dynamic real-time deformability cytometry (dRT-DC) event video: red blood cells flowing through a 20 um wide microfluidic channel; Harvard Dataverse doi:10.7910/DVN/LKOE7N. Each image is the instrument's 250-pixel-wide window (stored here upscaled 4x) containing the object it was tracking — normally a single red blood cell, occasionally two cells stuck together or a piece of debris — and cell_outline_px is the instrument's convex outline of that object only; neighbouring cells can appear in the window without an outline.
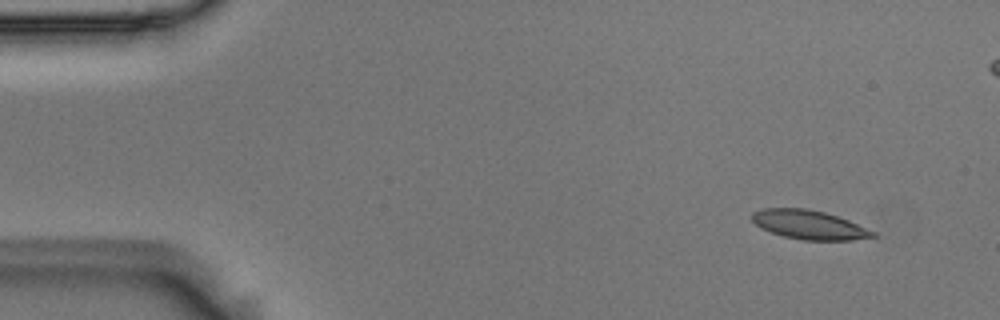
{"species": "Egyptian fruit bat (a non-hibernating species)", "species_latin": "Rousettus aegyptiacus", "temperature_condition": "room temperature", "stored_images_in_passage": 5, "camera_frame_rate_fps": 3000, "um_per_image_px": 0.085, "animal": {"sex": "male"}, "frame": {"image": 1, "passage_image": 1, "time_ms": 0.0, "image_size_px": [1000, 320], "cell_outline_px": [[876, 236], [852, 240], [804, 240], [784, 236], [760, 228], [752, 220], [752, 212], [760, 208], [808, 208], [824, 212], [848, 220], [876, 232]], "centroid_in_image_um": [68.75, 19.09], "position_along_channel_um": 16.2, "area_um2": 20.35}}
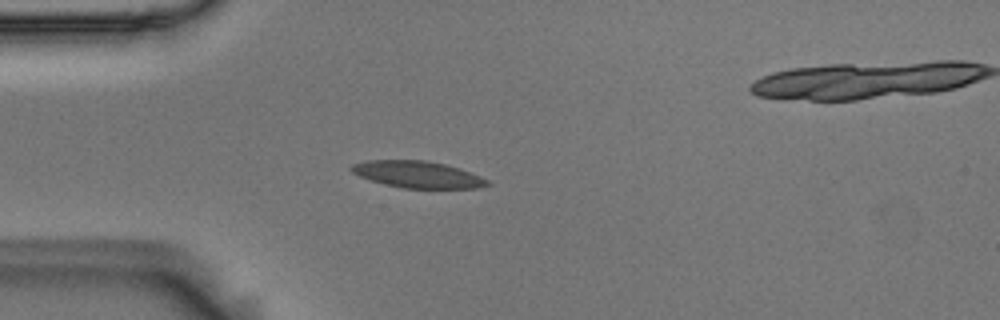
{"frame": {"image": 2, "passage_image": 4, "time_ms": 1.0, "image_size_px": [1000, 320], "cell_outline_px": [[492, 184], [480, 188], [404, 188], [384, 184], [360, 176], [352, 172], [348, 168], [352, 164], [368, 160], [424, 160], [444, 164], [460, 168], [480, 176], [488, 180]], "centroid_in_image_um": [35.51, 14.83], "position_along_channel_um": 49.5, "area_um2": 21.15}}